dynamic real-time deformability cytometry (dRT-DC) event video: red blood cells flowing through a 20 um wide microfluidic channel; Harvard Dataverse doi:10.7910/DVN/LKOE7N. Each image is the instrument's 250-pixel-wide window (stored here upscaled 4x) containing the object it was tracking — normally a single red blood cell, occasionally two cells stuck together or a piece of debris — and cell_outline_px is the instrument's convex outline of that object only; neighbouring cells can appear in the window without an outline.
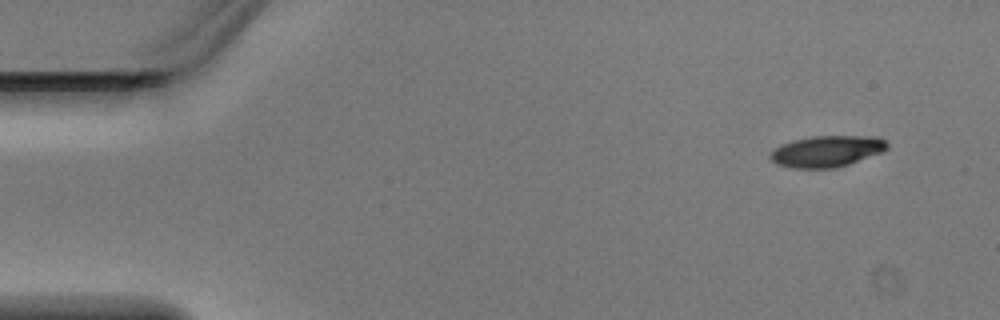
{"species": "Egyptian fruit bat (a non-hibernating species)", "species_latin": "Rousettus aegyptiacus", "temperature_condition": "warm", "stored_images_in_passage": 3, "segment_of_instrument_passage": [2, 2], "camera_frame_rate_fps": 3000, "um_per_image_px": 0.085, "animal": {"sex": "male"}, "frame": {"image": 1, "passage_image": 3, "time_ms": 0.667, "image_size_px": [1000, 320], "cell_outline_px": [[888, 148], [880, 152], [848, 164], [836, 168], [792, 168], [776, 164], [768, 156], [780, 144], [792, 140], [812, 136], [880, 136], [888, 144]], "centroid_in_image_um": [70.26, 12.85], "position_along_channel_um": 14.7, "area_um2": 21.27}}